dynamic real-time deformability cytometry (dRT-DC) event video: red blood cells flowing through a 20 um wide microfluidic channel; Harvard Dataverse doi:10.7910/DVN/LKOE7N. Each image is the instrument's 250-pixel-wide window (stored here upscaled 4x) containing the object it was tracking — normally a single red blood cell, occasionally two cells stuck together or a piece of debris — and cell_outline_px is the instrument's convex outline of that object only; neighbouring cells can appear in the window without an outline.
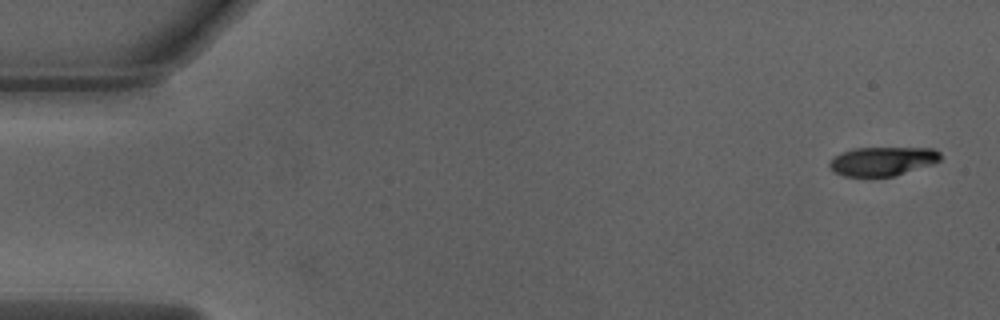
{"species": "Egyptian fruit bat (a non-hibernating species)", "species_latin": "Rousettus aegyptiacus", "temperature_condition": "warm", "stored_images_in_passage": 2, "camera_frame_rate_fps": 3000, "um_per_image_px": 0.085, "animal": {"sex": "male"}, "frame": {"image": 1, "passage_image": 2, "time_ms": 0.333, "image_size_px": [1000, 320], "cell_outline_px": [[940, 160], [932, 164], [892, 176], [844, 176], [836, 172], [828, 164], [836, 156], [852, 148], [936, 148], [940, 152]], "centroid_in_image_um": [75.05, 13.69], "position_along_channel_um": 10.0, "area_um2": 18.32}}